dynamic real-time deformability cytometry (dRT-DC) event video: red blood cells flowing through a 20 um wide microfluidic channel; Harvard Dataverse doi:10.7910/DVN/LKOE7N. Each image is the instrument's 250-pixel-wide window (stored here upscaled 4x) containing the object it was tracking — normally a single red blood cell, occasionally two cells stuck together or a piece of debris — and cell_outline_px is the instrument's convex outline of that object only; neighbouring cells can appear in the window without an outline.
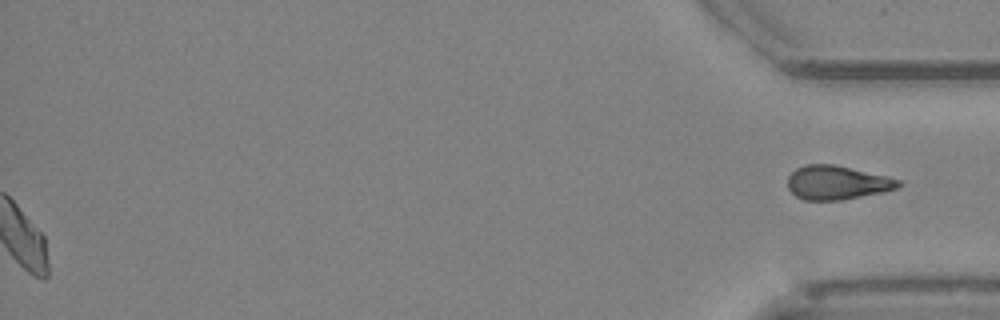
{"species": "Egyptian fruit bat (a non-hibernating species)", "species_latin": "Rousettus aegyptiacus", "temperature_condition": "cold", "stored_images_in_passage": 52, "segment_of_instrument_passage": [2, 2], "camera_frame_rate_fps": 3000, "um_per_image_px": 0.085, "animal": {"sex": "female"}, "frame": {"image": 1, "passage_image": 52, "time_ms": 17.0, "image_size_px": [1000, 320], "cell_outline_px": [[904, 184], [896, 188], [880, 192], [840, 200], [804, 200], [796, 196], [788, 188], [788, 176], [796, 168], [804, 164], [836, 164], [900, 180]], "centroid_in_image_um": [71.1, 15.51], "position_along_channel_um": 364.1, "area_um2": 21.68}}